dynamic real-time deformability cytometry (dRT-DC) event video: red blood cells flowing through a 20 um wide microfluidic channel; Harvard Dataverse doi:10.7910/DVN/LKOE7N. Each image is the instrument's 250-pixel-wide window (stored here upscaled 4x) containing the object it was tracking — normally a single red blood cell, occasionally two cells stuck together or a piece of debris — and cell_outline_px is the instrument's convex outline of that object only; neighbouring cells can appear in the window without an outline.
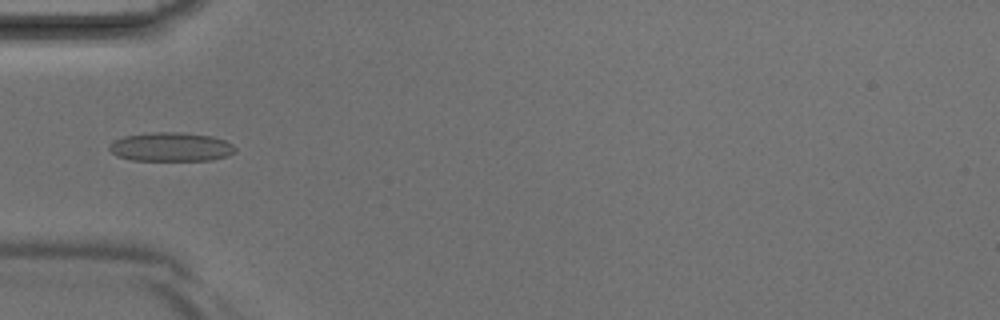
{"species": "Egyptian fruit bat (a non-hibernating species)", "species_latin": "Rousettus aegyptiacus", "temperature_condition": "room temperature", "stored_images_in_passage": 40, "camera_frame_rate_fps": 3000, "um_per_image_px": 0.085, "animal": {"sex": "male"}, "frame": {"image": 1, "passage_image": 12, "time_ms": 3.667, "image_size_px": [1000, 320], "cell_outline_px": [[236, 152], [228, 156], [212, 160], [132, 160], [116, 156], [108, 148], [108, 144], [112, 140], [124, 136], [152, 132], [184, 132], [212, 136], [224, 140], [232, 144], [236, 148]], "centroid_in_image_um": [14.52, 12.48], "position_along_channel_um": 70.5, "area_um2": 21.5}}
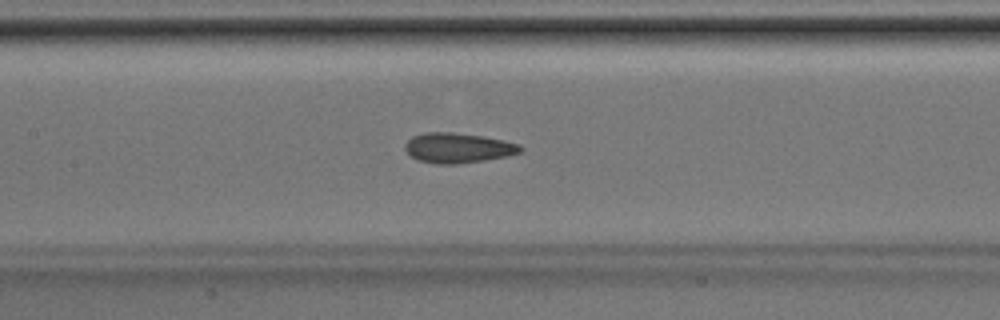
{"frame": {"image": 2, "passage_image": 18, "time_ms": 5.667, "image_size_px": [1000, 320], "cell_outline_px": [[524, 148], [520, 152], [504, 156], [484, 160], [456, 164], [440, 164], [416, 160], [404, 148], [404, 144], [412, 136], [424, 132], [452, 132], [484, 136], [504, 140], [520, 144]], "centroid_in_image_um": [38.91, 12.56], "position_along_channel_um": 168.5, "area_um2": 20.17}}
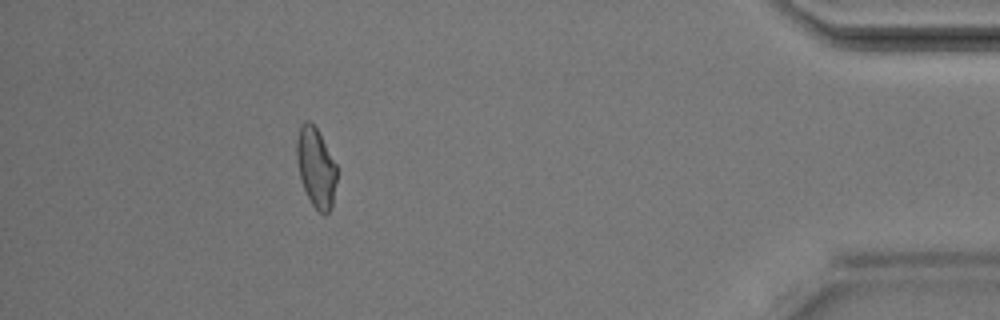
{"frame": {"image": 3, "passage_image": 36, "time_ms": 11.667, "image_size_px": [1000, 320], "cell_outline_px": [[336, 180], [332, 204], [328, 212], [324, 216], [312, 204], [304, 188], [300, 176], [296, 160], [296, 140], [300, 124], [308, 120], [316, 128], [336, 164]], "centroid_in_image_um": [26.83, 14.22], "position_along_channel_um": 408.4, "area_um2": 18.26}}